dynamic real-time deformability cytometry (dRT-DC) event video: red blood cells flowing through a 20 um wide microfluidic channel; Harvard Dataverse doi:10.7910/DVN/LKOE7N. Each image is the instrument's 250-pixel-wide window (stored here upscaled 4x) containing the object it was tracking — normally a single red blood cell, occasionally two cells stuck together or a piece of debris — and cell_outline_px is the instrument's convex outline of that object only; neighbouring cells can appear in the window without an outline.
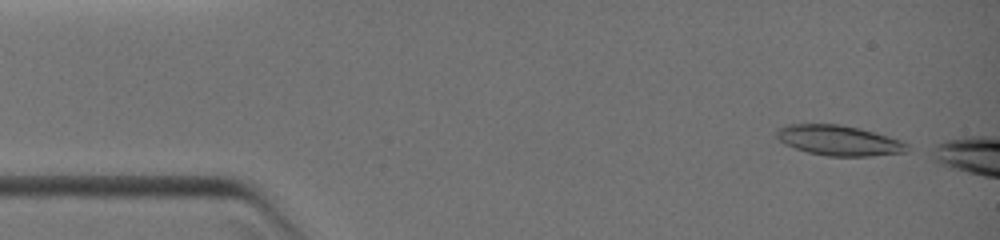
{"species": "common noctule bat (a hibernating species)", "species_latin": "Nyctalus noctula", "temperature_condition": "warm", "stored_images_in_passage": 21, "camera_frame_rate_fps": 3000, "um_per_image_px": 0.085, "animal": {"sex": "female", "body_mass_g": 19.0, "forearm_length_mm": 51.5}, "frame": {"image": 1, "passage_image": 1, "time_ms": 0.0, "image_size_px": [1000, 240], "cell_outline_px": [[916, 148], [908, 152], [868, 156], [828, 156], [808, 152], [784, 144], [776, 136], [776, 128], [784, 124], [840, 124], [860, 128], [876, 132], [900, 140]], "centroid_in_image_um": [71.35, 11.93], "position_along_channel_um": 13.6, "area_um2": 23.35}}
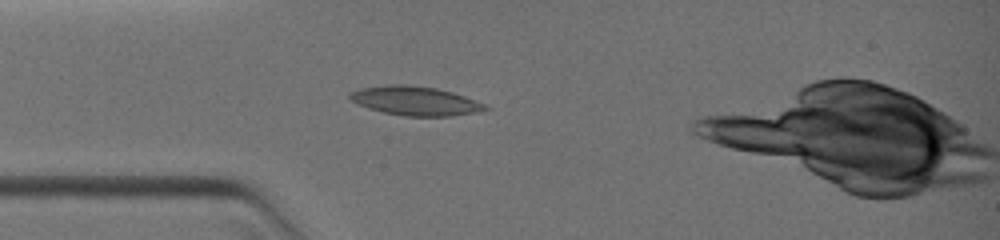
{"frame": {"image": 2, "passage_image": 18, "time_ms": 2.667, "image_size_px": [1000, 240], "cell_outline_px": [[492, 108], [476, 112], [452, 116], [404, 116], [384, 112], [368, 108], [352, 100], [348, 96], [352, 92], [360, 88], [388, 84], [408, 84], [436, 88], [452, 92], [464, 96], [484, 104]], "centroid_in_image_um": [35.31, 8.57], "position_along_channel_um": 49.7, "area_um2": 22.77}}